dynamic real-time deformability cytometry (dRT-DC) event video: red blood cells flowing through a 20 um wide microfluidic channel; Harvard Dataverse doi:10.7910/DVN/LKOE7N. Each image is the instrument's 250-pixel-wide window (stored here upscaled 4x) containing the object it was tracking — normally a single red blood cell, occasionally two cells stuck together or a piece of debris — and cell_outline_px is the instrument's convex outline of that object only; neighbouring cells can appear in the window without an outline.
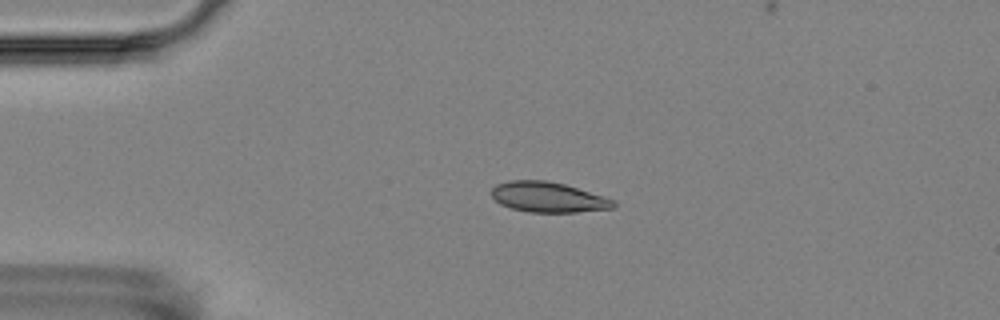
{"species": "Egyptian fruit bat (a non-hibernating species)", "species_latin": "Rousettus aegyptiacus", "temperature_condition": "room temperature", "stored_images_in_passage": 5, "camera_frame_rate_fps": 3000, "um_per_image_px": 0.085, "animal": {"sex": "female"}, "frame": {"image": 1, "passage_image": 3, "time_ms": 2.333, "image_size_px": [1000, 320], "cell_outline_px": [[616, 208], [576, 212], [528, 212], [512, 208], [500, 204], [492, 196], [492, 188], [496, 184], [512, 180], [544, 180], [564, 184], [604, 196], [616, 200]], "centroid_in_image_um": [46.62, 16.76], "position_along_channel_um": 38.4, "area_um2": 21.5}}